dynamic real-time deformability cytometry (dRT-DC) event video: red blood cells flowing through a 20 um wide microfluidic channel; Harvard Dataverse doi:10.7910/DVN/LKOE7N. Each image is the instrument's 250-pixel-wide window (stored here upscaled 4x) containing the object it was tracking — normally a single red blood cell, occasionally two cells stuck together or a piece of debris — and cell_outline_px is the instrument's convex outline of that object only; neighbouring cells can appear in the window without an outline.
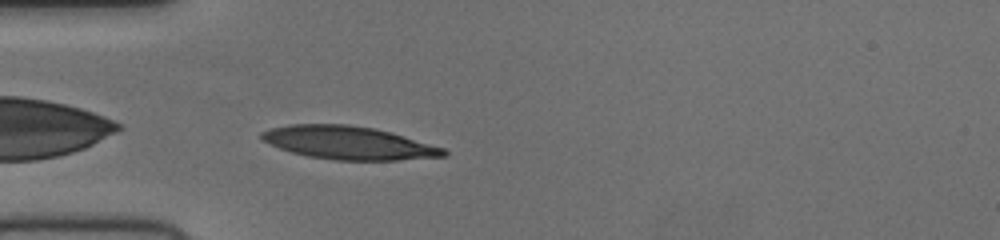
{"species": "human", "species_latin": "Homo sapiens", "temperature_condition": "cold", "stored_images_in_passage": 37, "camera_frame_rate_fps": 3000, "um_per_image_px": 0.085, "donor": {"sex": "female"}, "frame": {"image": 1, "passage_image": 1, "time_ms": 0.0, "image_size_px": [1000, 240], "cell_outline_px": [[448, 156], [400, 160], [336, 160], [308, 156], [292, 152], [280, 148], [260, 140], [256, 136], [260, 132], [268, 128], [288, 124], [348, 124], [372, 128], [392, 132], [444, 148], [448, 152]], "centroid_in_image_um": [29.58, 12.13], "position_along_channel_um": 55.4, "area_um2": 35.43}}
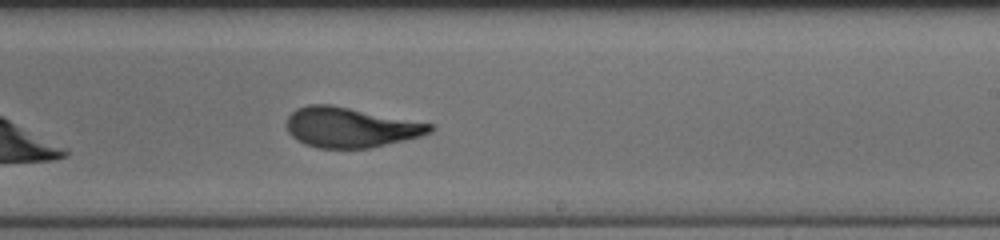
{"frame": {"image": 2, "passage_image": 17, "time_ms": 5.333, "image_size_px": [1000, 240], "cell_outline_px": [[436, 128], [432, 132], [420, 136], [372, 148], [316, 148], [304, 144], [296, 140], [288, 132], [284, 124], [288, 116], [296, 108], [308, 104], [332, 104], [436, 124]], "centroid_in_image_um": [29.79, 10.82], "position_along_channel_um": 259.2, "area_um2": 34.1}}
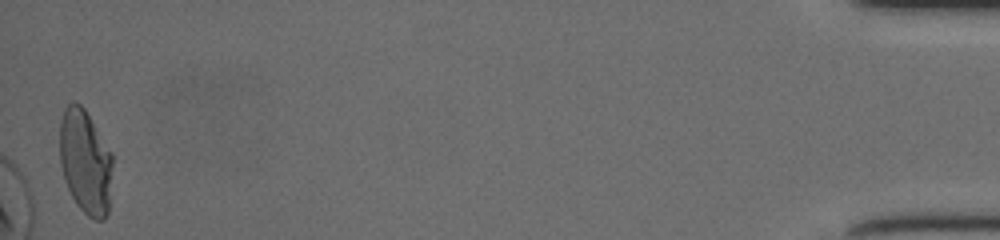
{"frame": {"image": 3, "passage_image": 37, "time_ms": 12.0, "image_size_px": [1000, 240], "cell_outline_px": [[112, 164], [108, 212], [104, 220], [96, 220], [88, 216], [76, 204], [64, 180], [60, 164], [60, 124], [64, 108], [72, 100], [80, 104], [84, 108], [112, 152]], "centroid_in_image_um": [7.25, 13.74], "position_along_channel_um": 428.0, "area_um2": 32.19}}